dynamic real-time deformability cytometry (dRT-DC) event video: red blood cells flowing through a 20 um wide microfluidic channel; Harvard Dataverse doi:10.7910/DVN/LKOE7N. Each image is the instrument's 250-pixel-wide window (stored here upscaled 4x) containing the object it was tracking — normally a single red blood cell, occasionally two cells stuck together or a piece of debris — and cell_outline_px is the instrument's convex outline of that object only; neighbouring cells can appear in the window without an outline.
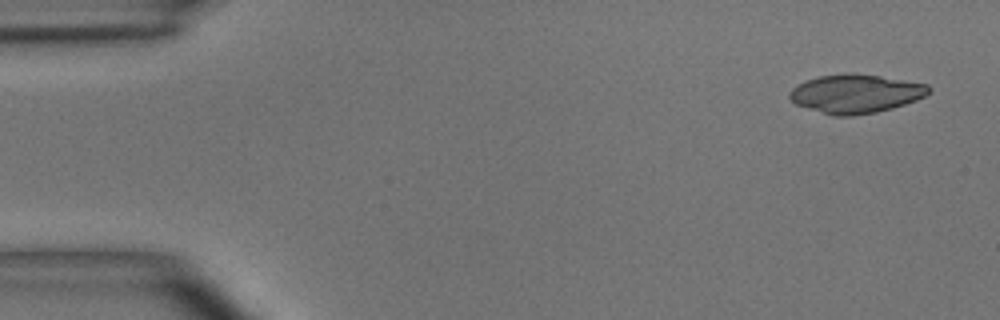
{"species": "common noctule bat (a hibernating species)", "species_latin": "Nyctalus noctula", "temperature_condition": "room temperature", "stored_images_in_passage": 7, "camera_frame_rate_fps": 3000, "um_per_image_px": 0.085, "animal": {"sex": "male", "body_mass_g": 15.6}, "frame": {"image": 1, "passage_image": 1, "time_ms": 0.0, "image_size_px": [1000, 320], "cell_outline_px": [[932, 88], [924, 96], [916, 100], [892, 108], [876, 112], [852, 116], [832, 116], [796, 104], [788, 96], [788, 92], [792, 88], [808, 80], [820, 76], [852, 72], [880, 76], [928, 84]], "centroid_in_image_um": [72.73, 7.96], "position_along_channel_um": 12.3, "area_um2": 31.27}}
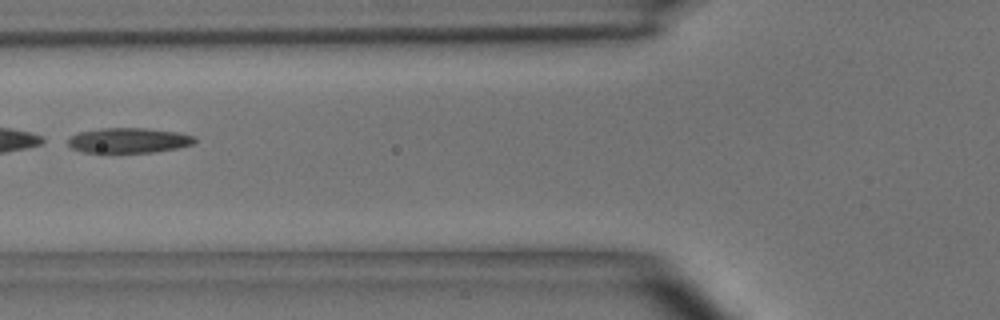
{"frame": {"image": 2, "passage_image": 6, "time_ms": 5.667, "image_size_px": [1000, 320], "cell_outline_px": [[196, 140], [192, 144], [176, 148], [156, 152], [104, 156], [80, 152], [72, 148], [68, 144], [68, 140], [72, 136], [80, 132], [100, 128], [148, 128], [176, 132], [196, 136]], "centroid_in_image_um": [10.87, 11.99], "position_along_channel_um": 114.9, "area_um2": 19.54}}